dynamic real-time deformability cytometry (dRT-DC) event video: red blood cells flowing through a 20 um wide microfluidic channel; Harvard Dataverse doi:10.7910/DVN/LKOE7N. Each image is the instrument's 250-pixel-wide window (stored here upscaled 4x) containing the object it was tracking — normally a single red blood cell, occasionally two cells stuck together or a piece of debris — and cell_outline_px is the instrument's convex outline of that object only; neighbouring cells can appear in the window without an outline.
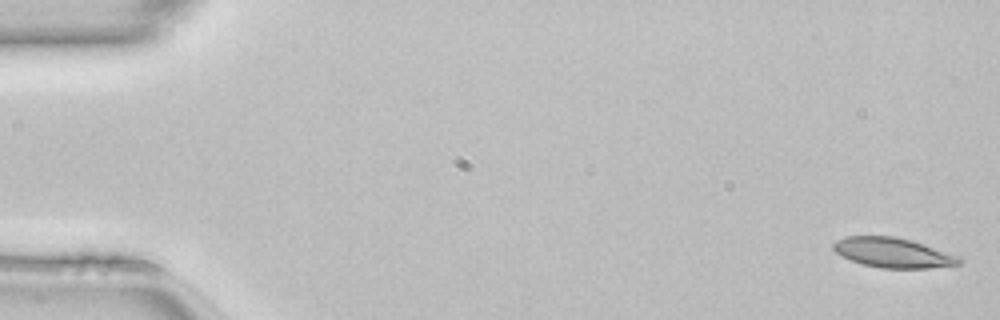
{"species": "common noctule bat (a hibernating species)", "species_latin": "Nyctalus noctula", "temperature_condition": "room temperature", "stored_images_in_passage": 49, "camera_frame_rate_fps": 3000, "um_per_image_px": 0.085, "animal": {"sex": "female", "body_mass_g": 22.7, "forearm_length_mm": 54.2}, "frame": {"image": 1, "passage_image": 1, "time_ms": 0.0, "image_size_px": [1000, 320], "cell_outline_px": [[964, 260], [960, 264], [928, 268], [880, 268], [864, 264], [852, 260], [836, 252], [832, 248], [832, 244], [836, 240], [844, 236], [892, 236], [912, 240], [960, 256]], "centroid_in_image_um": [75.93, 21.47], "position_along_channel_um": 9.1, "area_um2": 21.85}}
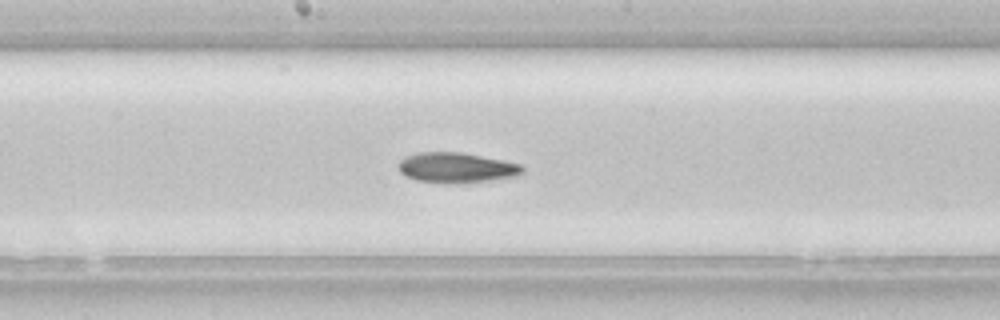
{"frame": {"image": 2, "passage_image": 26, "time_ms": 8.333, "image_size_px": [1000, 320], "cell_outline_px": [[524, 172], [520, 176], [456, 184], [448, 184], [416, 180], [404, 176], [400, 172], [400, 160], [404, 156], [416, 152], [460, 152], [520, 164], [524, 168]], "centroid_in_image_um": [38.78, 14.26], "position_along_channel_um": 209.4, "area_um2": 21.91}}
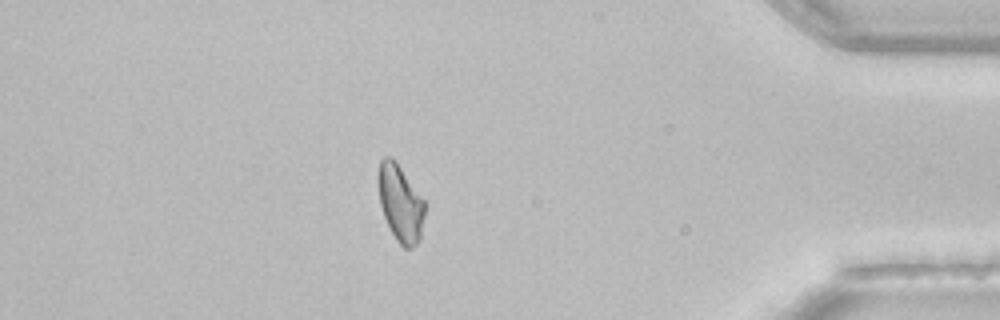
{"frame": {"image": 3, "passage_image": 43, "time_ms": 14.0, "image_size_px": [1000, 320], "cell_outline_px": [[424, 216], [420, 240], [412, 248], [404, 248], [396, 240], [384, 216], [380, 204], [376, 180], [376, 176], [380, 160], [384, 156], [392, 156], [396, 160], [424, 200]], "centroid_in_image_um": [34.0, 17.22], "position_along_channel_um": 401.2, "area_um2": 21.1}, "authors_computed_cell_mechanics": {"area_um2": 21.7906, "velocity_mm_per_s": 4.1218, "shape_relaxation_time_tau1_ms": null, "shape_relaxation_time_tau2_ms": 5.6195, "deformation_change_tau1": null, "deformation_change_tau2": 0.1318}}